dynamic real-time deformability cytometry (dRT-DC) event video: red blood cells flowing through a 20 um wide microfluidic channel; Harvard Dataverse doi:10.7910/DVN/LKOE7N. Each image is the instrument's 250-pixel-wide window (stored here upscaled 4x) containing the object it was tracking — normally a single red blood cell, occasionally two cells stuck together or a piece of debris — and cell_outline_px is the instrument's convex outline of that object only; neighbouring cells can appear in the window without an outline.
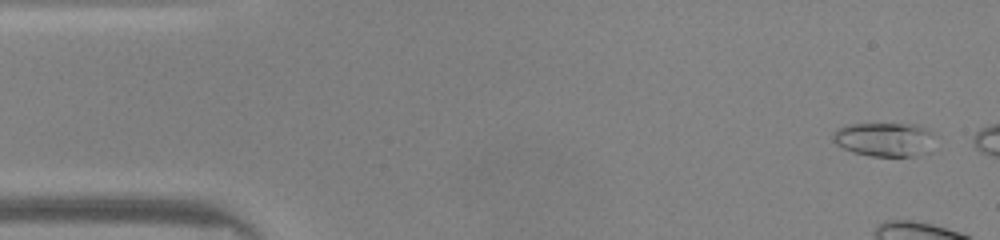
{"species": "common noctule bat (a hibernating species)", "species_latin": "Nyctalus noctula", "temperature_condition": "warm", "stored_images_in_passage": 9, "camera_frame_rate_fps": 3000, "um_per_image_px": 0.085, "animal": {"sex": "male", "body_mass_g": 20.0, "forearm_length_mm": 53.3}, "frame": {"image": 1, "passage_image": 2, "time_ms": 0.333, "image_size_px": [1000, 240], "cell_outline_px": [[932, 136], [916, 156], [872, 156], [852, 152], [836, 144], [832, 140], [832, 136], [840, 128], [848, 124], [920, 124], [932, 132]], "centroid_in_image_um": [75.06, 11.82], "position_along_channel_um": 9.9, "area_um2": 19.42}}